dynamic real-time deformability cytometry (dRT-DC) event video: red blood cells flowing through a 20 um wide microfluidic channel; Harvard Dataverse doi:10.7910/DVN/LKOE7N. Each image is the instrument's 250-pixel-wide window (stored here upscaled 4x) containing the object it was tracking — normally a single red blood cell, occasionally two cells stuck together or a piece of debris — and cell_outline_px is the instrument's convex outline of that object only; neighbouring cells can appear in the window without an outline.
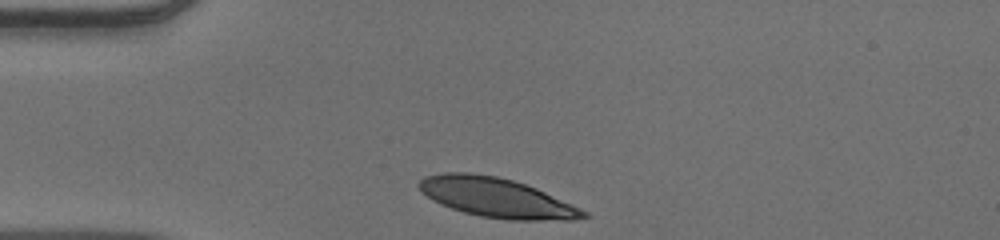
{"species": "human", "species_latin": "Homo sapiens", "temperature_condition": "warm", "stored_images_in_passage": 31, "camera_frame_rate_fps": 3000, "um_per_image_px": 0.085, "donor": {"sex": "male"}, "frame": {"image": 1, "passage_image": 1, "time_ms": 0.0, "image_size_px": [1000, 240], "cell_outline_px": [[588, 216], [572, 220], [508, 220], [480, 216], [464, 212], [440, 204], [432, 200], [416, 184], [424, 176], [444, 172], [468, 172], [496, 176], [512, 180], [536, 188], [580, 208], [588, 212]], "centroid_in_image_um": [42.19, 16.8], "position_along_channel_um": 42.8, "area_um2": 37.57}}
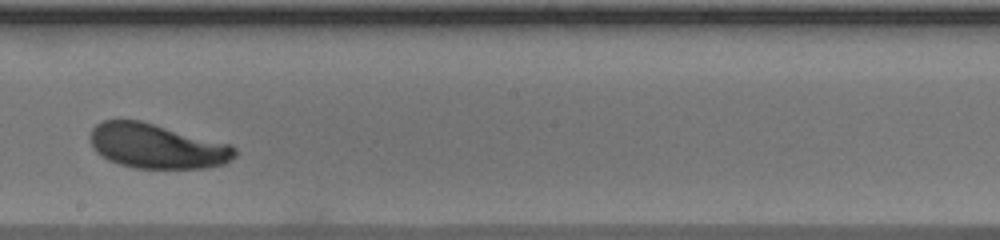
{"frame": {"image": 2, "passage_image": 18, "time_ms": 5.667, "image_size_px": [1000, 240], "cell_outline_px": [[236, 156], [224, 164], [208, 168], [136, 168], [120, 164], [108, 160], [96, 152], [92, 144], [92, 128], [96, 124], [104, 120], [140, 120], [232, 144], [236, 148]], "centroid_in_image_um": [13.38, 12.42], "position_along_channel_um": 234.8, "area_um2": 37.63}}
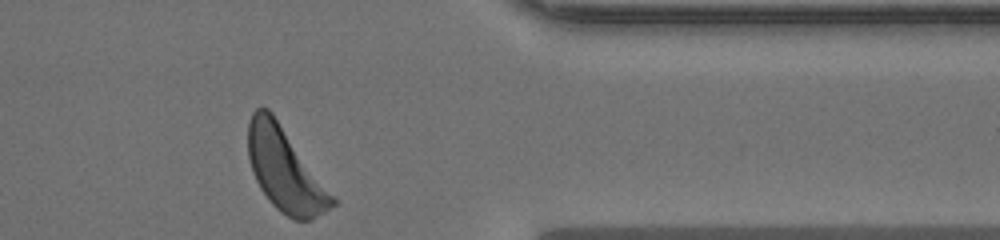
{"frame": {"image": 3, "passage_image": 31, "time_ms": 10.0, "image_size_px": [1000, 240], "cell_outline_px": [[336, 204], [312, 220], [292, 220], [280, 212], [272, 204], [260, 188], [252, 172], [248, 156], [248, 124], [252, 112], [256, 108], [268, 108], [272, 112], [336, 200]], "centroid_in_image_um": [24.19, 14.45], "position_along_channel_um": 387.2, "area_um2": 40.17}, "authors_computed_cell_mechanics": {"area_um2": 37.7434, "velocity_mm_per_s": 3.8665, "shape_relaxation_time_tau1_ms": 2.2007, "shape_relaxation_time_tau2_ms": null, "deformation_change_tau1": 0.1315, "deformation_change_tau2": null}}